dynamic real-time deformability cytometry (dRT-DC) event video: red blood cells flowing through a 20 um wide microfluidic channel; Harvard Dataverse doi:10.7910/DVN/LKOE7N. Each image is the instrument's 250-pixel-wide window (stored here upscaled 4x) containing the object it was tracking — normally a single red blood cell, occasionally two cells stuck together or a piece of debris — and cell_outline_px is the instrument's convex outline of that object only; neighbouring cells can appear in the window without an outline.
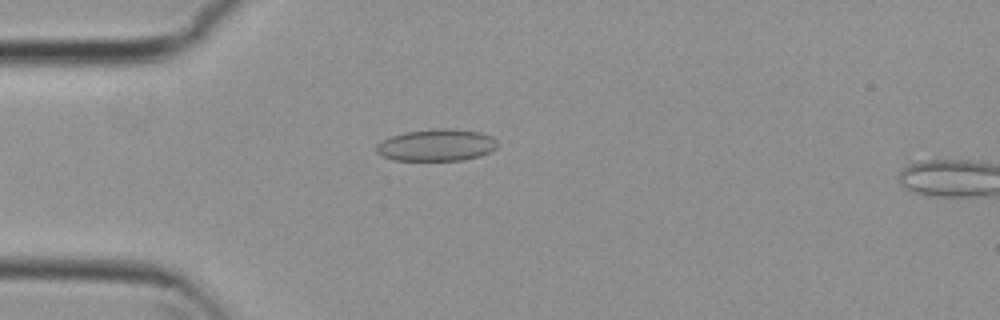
{"species": "common noctule bat (a hibernating species)", "species_latin": "Nyctalus noctula", "temperature_condition": "cold", "stored_images_in_passage": 5, "camera_frame_rate_fps": 3000, "um_per_image_px": 0.085, "animal": {"sex": "female", "body_mass_g": 29.2, "forearm_length_mm": 56.3}, "frame": {"image": 1, "passage_image": 4, "time_ms": 1.0, "image_size_px": [1000, 320], "cell_outline_px": [[500, 144], [496, 148], [480, 156], [460, 160], [396, 160], [380, 156], [376, 152], [376, 144], [392, 136], [404, 132], [436, 128], [452, 128], [480, 132], [492, 136]], "centroid_in_image_um": [37.12, 12.32], "position_along_channel_um": 47.9, "area_um2": 22.66}}